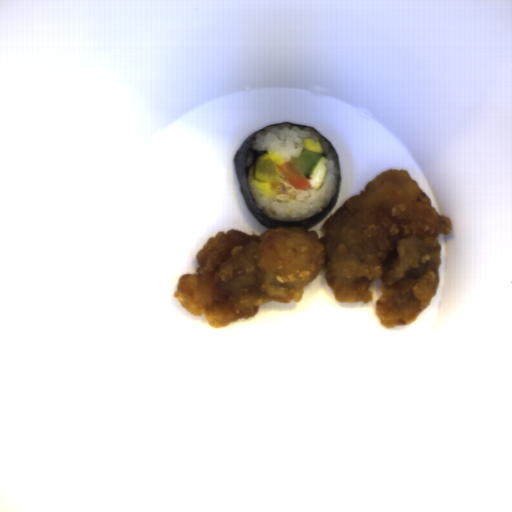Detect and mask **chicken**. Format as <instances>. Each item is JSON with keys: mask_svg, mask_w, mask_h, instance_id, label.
<instances>
[{"mask_svg": "<svg viewBox=\"0 0 512 512\" xmlns=\"http://www.w3.org/2000/svg\"><path fill=\"white\" fill-rule=\"evenodd\" d=\"M453 223L408 170L389 168L323 221V234L278 226L260 235L218 231L197 252L195 274L180 275L174 296L213 328L255 316L266 302L300 303L305 287L325 269L336 300L372 301L393 328L416 322L438 292L440 234Z\"/></svg>", "mask_w": 512, "mask_h": 512, "instance_id": "chicken-1", "label": "chicken"}]
</instances>
